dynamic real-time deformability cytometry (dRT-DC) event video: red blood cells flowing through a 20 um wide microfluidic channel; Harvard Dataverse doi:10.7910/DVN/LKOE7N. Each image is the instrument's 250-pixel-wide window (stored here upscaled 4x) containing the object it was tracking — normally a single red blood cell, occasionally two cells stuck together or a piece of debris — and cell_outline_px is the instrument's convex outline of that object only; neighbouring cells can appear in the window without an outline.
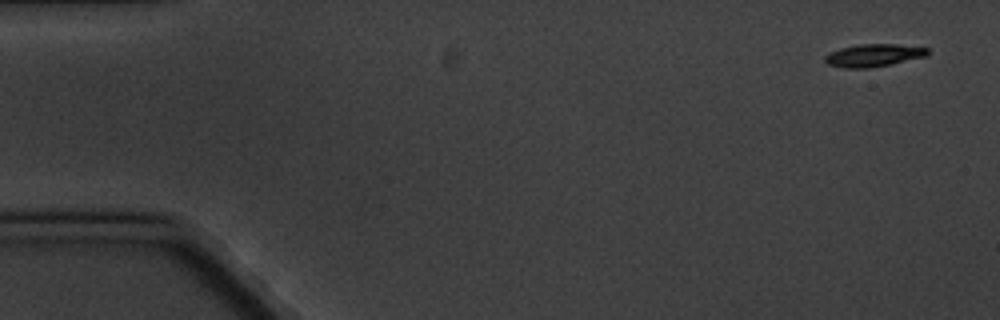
{"species": "common noctule bat (a hibernating species)", "species_latin": "Nyctalus noctula", "temperature_condition": "cold", "stored_images_in_passage": 5, "camera_frame_rate_fps": 3000, "um_per_image_px": 0.085, "animal": {"sex": "male", "body_mass_g": 20.1, "forearm_length_mm": 53.5}, "frame": {"image": 1, "passage_image": 1, "time_ms": 0.0, "image_size_px": [1000, 320], "cell_outline_px": [[928, 56], [868, 68], [840, 68], [828, 64], [824, 60], [824, 56], [828, 52], [840, 48], [860, 44], [896, 44], [928, 48]], "centroid_in_image_um": [74.2, 4.7], "position_along_channel_um": 10.8, "area_um2": 13.53}}
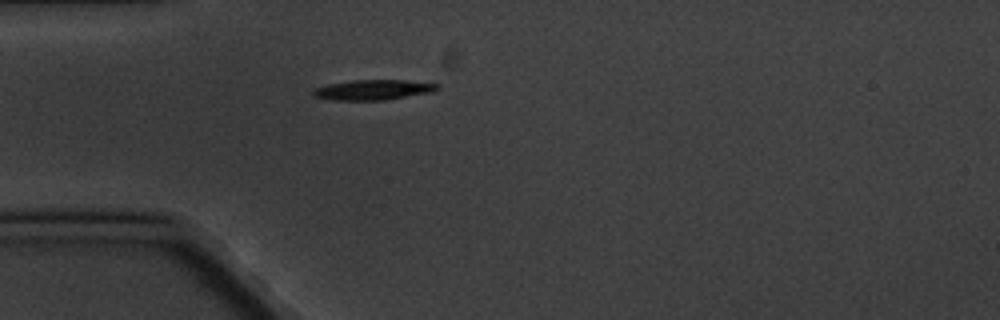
{"frame": {"image": 2, "passage_image": 5, "time_ms": 4.667, "image_size_px": [1000, 320], "cell_outline_px": [[440, 88], [432, 92], [384, 100], [332, 100], [312, 96], [312, 92], [316, 88], [328, 84], [348, 80], [404, 80], [440, 84]], "centroid_in_image_um": [31.71, 7.63], "position_along_channel_um": 53.3, "area_um2": 14.62}}